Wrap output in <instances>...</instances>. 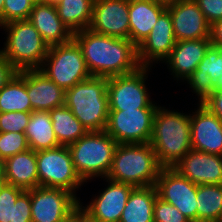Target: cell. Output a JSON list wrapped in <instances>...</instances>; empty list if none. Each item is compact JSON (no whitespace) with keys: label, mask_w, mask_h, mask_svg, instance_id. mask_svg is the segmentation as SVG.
I'll return each mask as SVG.
<instances>
[{"label":"cell","mask_w":222,"mask_h":222,"mask_svg":"<svg viewBox=\"0 0 222 222\" xmlns=\"http://www.w3.org/2000/svg\"><path fill=\"white\" fill-rule=\"evenodd\" d=\"M91 76L112 77L136 71L137 46L129 39L95 33L89 28L73 33Z\"/></svg>","instance_id":"cell-1"},{"label":"cell","mask_w":222,"mask_h":222,"mask_svg":"<svg viewBox=\"0 0 222 222\" xmlns=\"http://www.w3.org/2000/svg\"><path fill=\"white\" fill-rule=\"evenodd\" d=\"M150 145L159 165L162 168H173L192 149L190 113L188 115L158 105Z\"/></svg>","instance_id":"cell-2"},{"label":"cell","mask_w":222,"mask_h":222,"mask_svg":"<svg viewBox=\"0 0 222 222\" xmlns=\"http://www.w3.org/2000/svg\"><path fill=\"white\" fill-rule=\"evenodd\" d=\"M161 166L150 143L117 144L107 179L133 187L156 185Z\"/></svg>","instance_id":"cell-3"},{"label":"cell","mask_w":222,"mask_h":222,"mask_svg":"<svg viewBox=\"0 0 222 222\" xmlns=\"http://www.w3.org/2000/svg\"><path fill=\"white\" fill-rule=\"evenodd\" d=\"M65 106L88 131H104L109 114L107 77L91 76L66 90Z\"/></svg>","instance_id":"cell-4"},{"label":"cell","mask_w":222,"mask_h":222,"mask_svg":"<svg viewBox=\"0 0 222 222\" xmlns=\"http://www.w3.org/2000/svg\"><path fill=\"white\" fill-rule=\"evenodd\" d=\"M7 32L2 55L18 71L40 69L49 46L44 42L38 30L27 20L9 22L0 29Z\"/></svg>","instance_id":"cell-5"},{"label":"cell","mask_w":222,"mask_h":222,"mask_svg":"<svg viewBox=\"0 0 222 222\" xmlns=\"http://www.w3.org/2000/svg\"><path fill=\"white\" fill-rule=\"evenodd\" d=\"M117 142L104 131H88L78 141L68 145L76 173L83 182L96 177L106 178Z\"/></svg>","instance_id":"cell-6"},{"label":"cell","mask_w":222,"mask_h":222,"mask_svg":"<svg viewBox=\"0 0 222 222\" xmlns=\"http://www.w3.org/2000/svg\"><path fill=\"white\" fill-rule=\"evenodd\" d=\"M39 70L65 91L91 77L82 49L74 39L49 47Z\"/></svg>","instance_id":"cell-7"},{"label":"cell","mask_w":222,"mask_h":222,"mask_svg":"<svg viewBox=\"0 0 222 222\" xmlns=\"http://www.w3.org/2000/svg\"><path fill=\"white\" fill-rule=\"evenodd\" d=\"M149 71V67L140 66L134 72L107 78L109 110L158 108L145 84Z\"/></svg>","instance_id":"cell-8"},{"label":"cell","mask_w":222,"mask_h":222,"mask_svg":"<svg viewBox=\"0 0 222 222\" xmlns=\"http://www.w3.org/2000/svg\"><path fill=\"white\" fill-rule=\"evenodd\" d=\"M36 160L39 186L63 188L76 196L84 182L75 171L67 146L37 151Z\"/></svg>","instance_id":"cell-9"},{"label":"cell","mask_w":222,"mask_h":222,"mask_svg":"<svg viewBox=\"0 0 222 222\" xmlns=\"http://www.w3.org/2000/svg\"><path fill=\"white\" fill-rule=\"evenodd\" d=\"M156 110H109L105 131L117 144L150 143Z\"/></svg>","instance_id":"cell-10"},{"label":"cell","mask_w":222,"mask_h":222,"mask_svg":"<svg viewBox=\"0 0 222 222\" xmlns=\"http://www.w3.org/2000/svg\"><path fill=\"white\" fill-rule=\"evenodd\" d=\"M29 192L32 222H63L79 208L80 198L63 188L37 186Z\"/></svg>","instance_id":"cell-11"},{"label":"cell","mask_w":222,"mask_h":222,"mask_svg":"<svg viewBox=\"0 0 222 222\" xmlns=\"http://www.w3.org/2000/svg\"><path fill=\"white\" fill-rule=\"evenodd\" d=\"M156 188L158 197L175 206L190 222H197V185L173 168H161Z\"/></svg>","instance_id":"cell-12"},{"label":"cell","mask_w":222,"mask_h":222,"mask_svg":"<svg viewBox=\"0 0 222 222\" xmlns=\"http://www.w3.org/2000/svg\"><path fill=\"white\" fill-rule=\"evenodd\" d=\"M129 0H95L89 29L95 33L129 39Z\"/></svg>","instance_id":"cell-13"},{"label":"cell","mask_w":222,"mask_h":222,"mask_svg":"<svg viewBox=\"0 0 222 222\" xmlns=\"http://www.w3.org/2000/svg\"><path fill=\"white\" fill-rule=\"evenodd\" d=\"M108 186L102 193L95 195L85 207L79 202V208L97 222H119L133 186L104 178Z\"/></svg>","instance_id":"cell-14"},{"label":"cell","mask_w":222,"mask_h":222,"mask_svg":"<svg viewBox=\"0 0 222 222\" xmlns=\"http://www.w3.org/2000/svg\"><path fill=\"white\" fill-rule=\"evenodd\" d=\"M176 41L210 38V24L194 0L167 5Z\"/></svg>","instance_id":"cell-15"},{"label":"cell","mask_w":222,"mask_h":222,"mask_svg":"<svg viewBox=\"0 0 222 222\" xmlns=\"http://www.w3.org/2000/svg\"><path fill=\"white\" fill-rule=\"evenodd\" d=\"M172 19L166 9L158 18L149 35L137 47L140 66L152 67L151 63L164 62L176 44Z\"/></svg>","instance_id":"cell-16"},{"label":"cell","mask_w":222,"mask_h":222,"mask_svg":"<svg viewBox=\"0 0 222 222\" xmlns=\"http://www.w3.org/2000/svg\"><path fill=\"white\" fill-rule=\"evenodd\" d=\"M190 114L192 149L222 155V121L200 101Z\"/></svg>","instance_id":"cell-17"},{"label":"cell","mask_w":222,"mask_h":222,"mask_svg":"<svg viewBox=\"0 0 222 222\" xmlns=\"http://www.w3.org/2000/svg\"><path fill=\"white\" fill-rule=\"evenodd\" d=\"M194 184H222V155L191 149L173 166Z\"/></svg>","instance_id":"cell-18"},{"label":"cell","mask_w":222,"mask_h":222,"mask_svg":"<svg viewBox=\"0 0 222 222\" xmlns=\"http://www.w3.org/2000/svg\"><path fill=\"white\" fill-rule=\"evenodd\" d=\"M210 45V38L177 41L171 54L164 61L168 64L167 68L169 67L171 75L177 81L180 79L189 83Z\"/></svg>","instance_id":"cell-19"},{"label":"cell","mask_w":222,"mask_h":222,"mask_svg":"<svg viewBox=\"0 0 222 222\" xmlns=\"http://www.w3.org/2000/svg\"><path fill=\"white\" fill-rule=\"evenodd\" d=\"M28 20L49 47L64 44L73 39V33L61 21L54 4L36 2Z\"/></svg>","instance_id":"cell-20"},{"label":"cell","mask_w":222,"mask_h":222,"mask_svg":"<svg viewBox=\"0 0 222 222\" xmlns=\"http://www.w3.org/2000/svg\"><path fill=\"white\" fill-rule=\"evenodd\" d=\"M27 93L33 111H50L65 105L66 91L39 69L27 70Z\"/></svg>","instance_id":"cell-21"},{"label":"cell","mask_w":222,"mask_h":222,"mask_svg":"<svg viewBox=\"0 0 222 222\" xmlns=\"http://www.w3.org/2000/svg\"><path fill=\"white\" fill-rule=\"evenodd\" d=\"M166 9L154 0H129V40L138 47Z\"/></svg>","instance_id":"cell-22"},{"label":"cell","mask_w":222,"mask_h":222,"mask_svg":"<svg viewBox=\"0 0 222 222\" xmlns=\"http://www.w3.org/2000/svg\"><path fill=\"white\" fill-rule=\"evenodd\" d=\"M0 168L8 184L24 191L39 186L36 152L32 149L11 156Z\"/></svg>","instance_id":"cell-23"},{"label":"cell","mask_w":222,"mask_h":222,"mask_svg":"<svg viewBox=\"0 0 222 222\" xmlns=\"http://www.w3.org/2000/svg\"><path fill=\"white\" fill-rule=\"evenodd\" d=\"M198 98L205 91L222 89V49L210 45L196 72L188 83Z\"/></svg>","instance_id":"cell-24"},{"label":"cell","mask_w":222,"mask_h":222,"mask_svg":"<svg viewBox=\"0 0 222 222\" xmlns=\"http://www.w3.org/2000/svg\"><path fill=\"white\" fill-rule=\"evenodd\" d=\"M158 197L155 185L134 187L119 222H154V203Z\"/></svg>","instance_id":"cell-25"},{"label":"cell","mask_w":222,"mask_h":222,"mask_svg":"<svg viewBox=\"0 0 222 222\" xmlns=\"http://www.w3.org/2000/svg\"><path fill=\"white\" fill-rule=\"evenodd\" d=\"M25 135L35 152L61 146L55 136L49 111H32Z\"/></svg>","instance_id":"cell-26"},{"label":"cell","mask_w":222,"mask_h":222,"mask_svg":"<svg viewBox=\"0 0 222 222\" xmlns=\"http://www.w3.org/2000/svg\"><path fill=\"white\" fill-rule=\"evenodd\" d=\"M32 112L27 93V70L17 72L0 90V112Z\"/></svg>","instance_id":"cell-27"},{"label":"cell","mask_w":222,"mask_h":222,"mask_svg":"<svg viewBox=\"0 0 222 222\" xmlns=\"http://www.w3.org/2000/svg\"><path fill=\"white\" fill-rule=\"evenodd\" d=\"M95 0H60L55 4L61 21L72 32L89 28Z\"/></svg>","instance_id":"cell-28"},{"label":"cell","mask_w":222,"mask_h":222,"mask_svg":"<svg viewBox=\"0 0 222 222\" xmlns=\"http://www.w3.org/2000/svg\"><path fill=\"white\" fill-rule=\"evenodd\" d=\"M49 115L55 136L61 146H68L78 141L88 132L65 105L50 110Z\"/></svg>","instance_id":"cell-29"},{"label":"cell","mask_w":222,"mask_h":222,"mask_svg":"<svg viewBox=\"0 0 222 222\" xmlns=\"http://www.w3.org/2000/svg\"><path fill=\"white\" fill-rule=\"evenodd\" d=\"M197 222H219L222 215V184L197 186Z\"/></svg>","instance_id":"cell-30"},{"label":"cell","mask_w":222,"mask_h":222,"mask_svg":"<svg viewBox=\"0 0 222 222\" xmlns=\"http://www.w3.org/2000/svg\"><path fill=\"white\" fill-rule=\"evenodd\" d=\"M30 149L25 133L0 132V164L11 156Z\"/></svg>","instance_id":"cell-31"},{"label":"cell","mask_w":222,"mask_h":222,"mask_svg":"<svg viewBox=\"0 0 222 222\" xmlns=\"http://www.w3.org/2000/svg\"><path fill=\"white\" fill-rule=\"evenodd\" d=\"M36 0H4L2 26L16 20H27Z\"/></svg>","instance_id":"cell-32"},{"label":"cell","mask_w":222,"mask_h":222,"mask_svg":"<svg viewBox=\"0 0 222 222\" xmlns=\"http://www.w3.org/2000/svg\"><path fill=\"white\" fill-rule=\"evenodd\" d=\"M24 190L6 183L0 192V222H14L15 202Z\"/></svg>","instance_id":"cell-33"},{"label":"cell","mask_w":222,"mask_h":222,"mask_svg":"<svg viewBox=\"0 0 222 222\" xmlns=\"http://www.w3.org/2000/svg\"><path fill=\"white\" fill-rule=\"evenodd\" d=\"M31 112H0V132L24 133Z\"/></svg>","instance_id":"cell-34"},{"label":"cell","mask_w":222,"mask_h":222,"mask_svg":"<svg viewBox=\"0 0 222 222\" xmlns=\"http://www.w3.org/2000/svg\"><path fill=\"white\" fill-rule=\"evenodd\" d=\"M154 222H190L175 206L157 197L153 210Z\"/></svg>","instance_id":"cell-35"},{"label":"cell","mask_w":222,"mask_h":222,"mask_svg":"<svg viewBox=\"0 0 222 222\" xmlns=\"http://www.w3.org/2000/svg\"><path fill=\"white\" fill-rule=\"evenodd\" d=\"M203 12L207 22L212 25L222 19V0H194Z\"/></svg>","instance_id":"cell-36"},{"label":"cell","mask_w":222,"mask_h":222,"mask_svg":"<svg viewBox=\"0 0 222 222\" xmlns=\"http://www.w3.org/2000/svg\"><path fill=\"white\" fill-rule=\"evenodd\" d=\"M14 222H32L29 191H23L15 202Z\"/></svg>","instance_id":"cell-37"},{"label":"cell","mask_w":222,"mask_h":222,"mask_svg":"<svg viewBox=\"0 0 222 222\" xmlns=\"http://www.w3.org/2000/svg\"><path fill=\"white\" fill-rule=\"evenodd\" d=\"M199 101L222 121V89L205 91Z\"/></svg>","instance_id":"cell-38"},{"label":"cell","mask_w":222,"mask_h":222,"mask_svg":"<svg viewBox=\"0 0 222 222\" xmlns=\"http://www.w3.org/2000/svg\"><path fill=\"white\" fill-rule=\"evenodd\" d=\"M18 71L0 52V90L13 78Z\"/></svg>","instance_id":"cell-39"},{"label":"cell","mask_w":222,"mask_h":222,"mask_svg":"<svg viewBox=\"0 0 222 222\" xmlns=\"http://www.w3.org/2000/svg\"><path fill=\"white\" fill-rule=\"evenodd\" d=\"M210 41L212 45L222 49V19L210 26Z\"/></svg>","instance_id":"cell-40"},{"label":"cell","mask_w":222,"mask_h":222,"mask_svg":"<svg viewBox=\"0 0 222 222\" xmlns=\"http://www.w3.org/2000/svg\"><path fill=\"white\" fill-rule=\"evenodd\" d=\"M72 222H97V221L91 219L83 210L78 208L72 214Z\"/></svg>","instance_id":"cell-41"},{"label":"cell","mask_w":222,"mask_h":222,"mask_svg":"<svg viewBox=\"0 0 222 222\" xmlns=\"http://www.w3.org/2000/svg\"><path fill=\"white\" fill-rule=\"evenodd\" d=\"M6 179L4 177L3 171L0 168V192L2 190V188L4 187V185L6 184Z\"/></svg>","instance_id":"cell-42"},{"label":"cell","mask_w":222,"mask_h":222,"mask_svg":"<svg viewBox=\"0 0 222 222\" xmlns=\"http://www.w3.org/2000/svg\"><path fill=\"white\" fill-rule=\"evenodd\" d=\"M36 1L41 4H54L55 5L60 0H36Z\"/></svg>","instance_id":"cell-43"},{"label":"cell","mask_w":222,"mask_h":222,"mask_svg":"<svg viewBox=\"0 0 222 222\" xmlns=\"http://www.w3.org/2000/svg\"><path fill=\"white\" fill-rule=\"evenodd\" d=\"M155 2H159V3H162L164 5H169V4H172V3H175L176 1L178 0H154Z\"/></svg>","instance_id":"cell-44"},{"label":"cell","mask_w":222,"mask_h":222,"mask_svg":"<svg viewBox=\"0 0 222 222\" xmlns=\"http://www.w3.org/2000/svg\"><path fill=\"white\" fill-rule=\"evenodd\" d=\"M4 7V0H0V27L2 26V12Z\"/></svg>","instance_id":"cell-45"},{"label":"cell","mask_w":222,"mask_h":222,"mask_svg":"<svg viewBox=\"0 0 222 222\" xmlns=\"http://www.w3.org/2000/svg\"><path fill=\"white\" fill-rule=\"evenodd\" d=\"M63 222H72V215H71V217L69 219H67V220H65Z\"/></svg>","instance_id":"cell-46"}]
</instances>
